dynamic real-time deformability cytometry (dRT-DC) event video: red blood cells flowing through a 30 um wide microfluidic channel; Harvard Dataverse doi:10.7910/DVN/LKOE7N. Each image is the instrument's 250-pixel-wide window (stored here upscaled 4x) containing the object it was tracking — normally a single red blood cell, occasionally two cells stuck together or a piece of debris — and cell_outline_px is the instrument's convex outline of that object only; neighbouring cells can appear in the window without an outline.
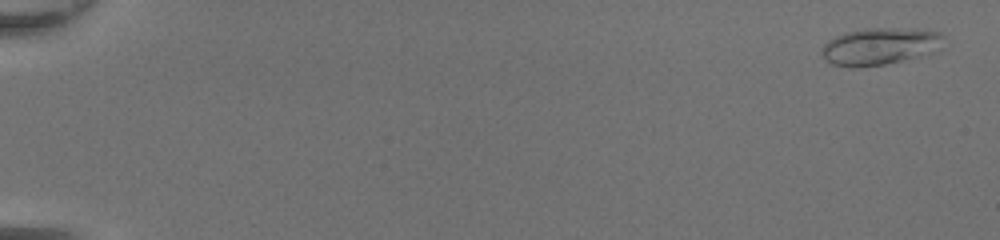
{"species": "common noctule bat (a hibernating species)", "species_latin": "Nyctalus noctula", "temperature_condition": "room temperature", "stored_images_in_passage": 49, "camera_frame_rate_fps": 3000, "um_per_image_px": 0.085, "animal": {"sex": "female", "body_mass_g": 20.0, "forearm_length_mm": 54.0}, "frame": {"image": 1, "passage_image": 2, "time_ms": 0.333, "image_size_px": [1000, 240], "cell_outline_px": [[944, 36], [920, 56], [884, 64], [856, 68], [848, 68], [832, 64], [824, 60], [820, 52], [820, 48], [828, 40], [844, 32], [864, 28], [900, 28], [940, 32]], "centroid_in_image_um": [74.57, 3.94], "position_along_channel_um": 10.4, "area_um2": 25.72}}
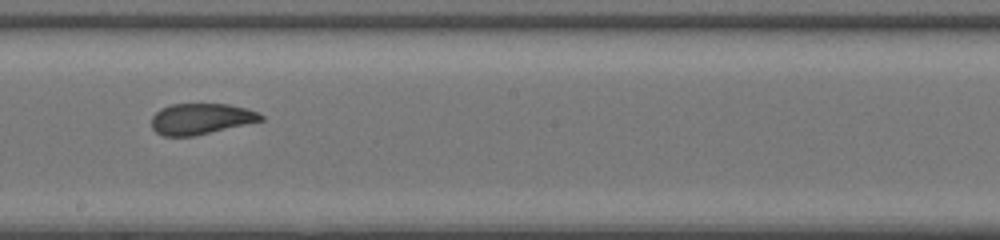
{"frame": {"image": 2, "passage_image": 30, "time_ms": 9.667, "image_size_px": [1000, 240], "cell_outline_px": [[264, 120], [192, 136], [164, 136], [156, 132], [152, 128], [152, 116], [160, 108], [172, 104], [228, 104], [244, 108], [256, 112], [264, 116]], "centroid_in_image_um": [17.04, 10.1], "position_along_channel_um": 231.2, "area_um2": 19.48}}
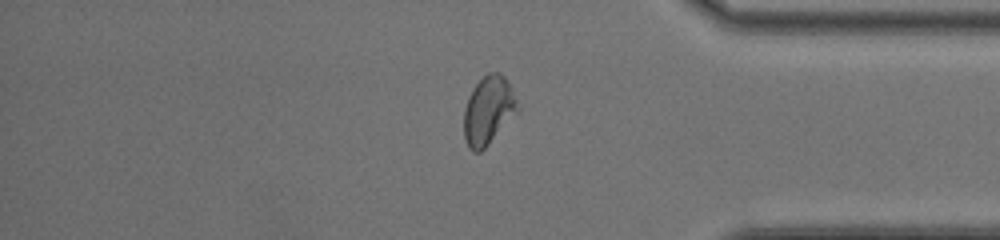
{"frame": {"image": 3, "passage_image": 42, "time_ms": 13.667, "image_size_px": [1000, 240], "cell_outline_px": [[520, 108], [488, 144], [480, 152], [472, 152], [468, 148], [464, 140], [464, 108], [468, 96], [472, 88], [488, 72], [500, 72], [508, 80]], "centroid_in_image_um": [41.49, 9.37], "position_along_channel_um": 393.7, "area_um2": 21.33}, "authors_computed_cell_mechanics": {"area_um2": 21.7906, "velocity_mm_per_s": 4.408, "shape_relaxation_time_tau1_ms": 7.0734, "shape_relaxation_time_tau2_ms": 0.9972, "deformation_change_tau1": 0.1714, "deformation_change_tau2": 0.0702}}